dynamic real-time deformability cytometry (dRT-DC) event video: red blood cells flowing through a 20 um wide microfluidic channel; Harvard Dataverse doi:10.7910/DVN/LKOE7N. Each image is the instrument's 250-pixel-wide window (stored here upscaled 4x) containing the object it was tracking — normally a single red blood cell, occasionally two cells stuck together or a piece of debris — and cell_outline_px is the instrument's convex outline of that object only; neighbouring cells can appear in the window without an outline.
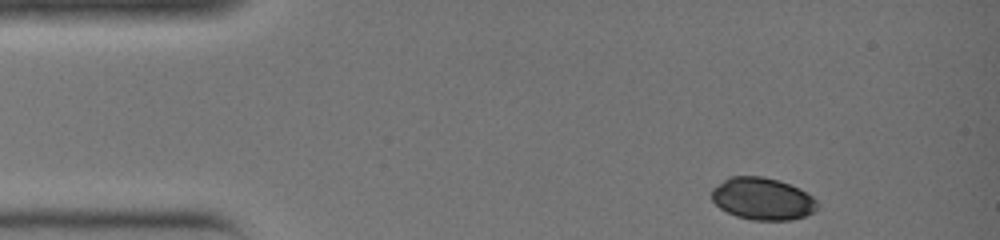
{"species": "common noctule bat (a hibernating species)", "species_latin": "Nyctalus noctula", "temperature_condition": "warm", "stored_images_in_passage": 30, "camera_frame_rate_fps": 3000, "um_per_image_px": 0.085, "animal": {"sex": "female", "body_mass_g": 19.0, "forearm_length_mm": 51.5}, "frame": {"image": 1, "passage_image": 1, "time_ms": 0.0, "image_size_px": [1000, 240], "cell_outline_px": [[820, 204], [812, 212], [804, 216], [792, 220], [752, 220], [736, 216], [720, 208], [712, 200], [712, 188], [728, 176], [764, 176], [780, 180], [800, 188], [812, 196]], "centroid_in_image_um": [64.82, 16.88], "position_along_channel_um": 20.2, "area_um2": 26.18}}
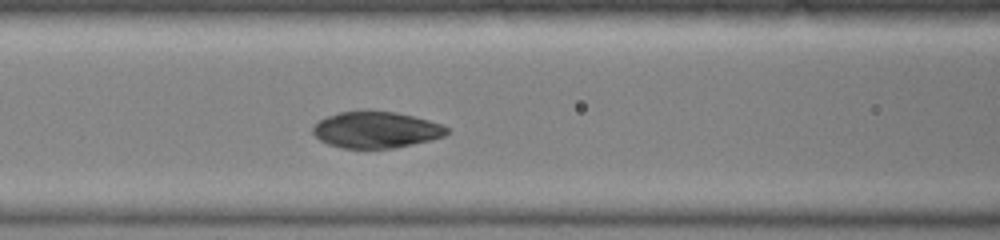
{"frame": {"image": 2, "passage_image": 12, "time_ms": 3.667, "image_size_px": [1000, 240], "cell_outline_px": [[452, 128], [444, 136], [432, 140], [392, 148], [340, 148], [328, 144], [320, 140], [312, 132], [312, 128], [320, 120], [328, 116], [340, 112], [360, 108], [368, 108], [396, 112], [444, 124]], "centroid_in_image_um": [31.98, 11.0], "position_along_channel_um": 134.6, "area_um2": 29.07}}
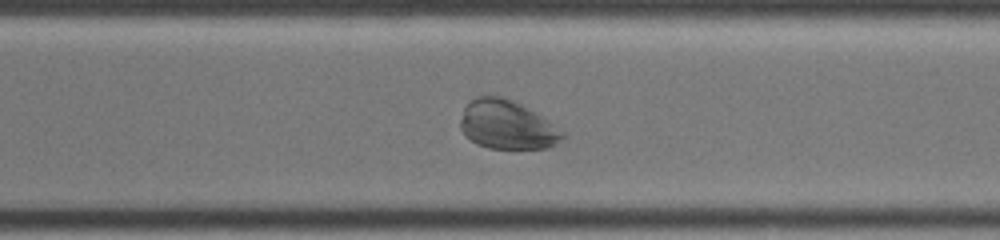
{"frame": {"image": 3, "passage_image": 23, "time_ms": 7.333, "image_size_px": [1000, 240], "cell_outline_px": [[568, 136], [548, 148], [488, 148], [476, 144], [464, 136], [460, 128], [460, 120], [464, 108], [476, 96], [504, 96], [528, 108], [568, 132]], "centroid_in_image_um": [43.13, 10.62], "position_along_channel_um": 327.5, "area_um2": 29.36}}